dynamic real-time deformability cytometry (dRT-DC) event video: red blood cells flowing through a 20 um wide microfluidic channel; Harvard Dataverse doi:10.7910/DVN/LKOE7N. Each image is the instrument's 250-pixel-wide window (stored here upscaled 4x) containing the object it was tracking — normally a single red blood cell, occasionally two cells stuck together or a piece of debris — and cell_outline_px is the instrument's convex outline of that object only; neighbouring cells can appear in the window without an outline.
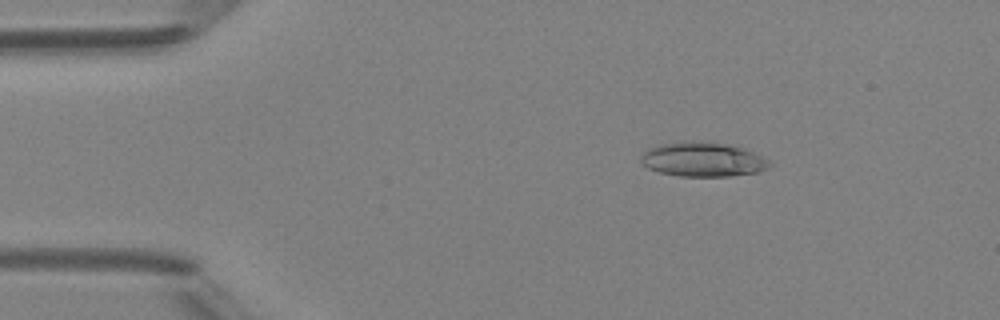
{"species": "Egyptian fruit bat (a non-hibernating species)", "species_latin": "Rousettus aegyptiacus", "temperature_condition": "room temperature", "stored_images_in_passage": 49, "camera_frame_rate_fps": 3000, "um_per_image_px": 0.085, "animal": {"sex": "female"}, "frame": {"image": 1, "passage_image": 8, "time_ms": 2.333, "image_size_px": [1000, 320], "cell_outline_px": [[772, 164], [768, 168], [760, 172], [728, 176], [680, 176], [660, 172], [648, 168], [640, 160], [640, 156], [648, 148], [660, 144], [684, 140], [700, 140], [732, 144], [744, 148], [768, 160]], "centroid_in_image_um": [59.74, 13.53], "position_along_channel_um": 25.3, "area_um2": 26.13}}
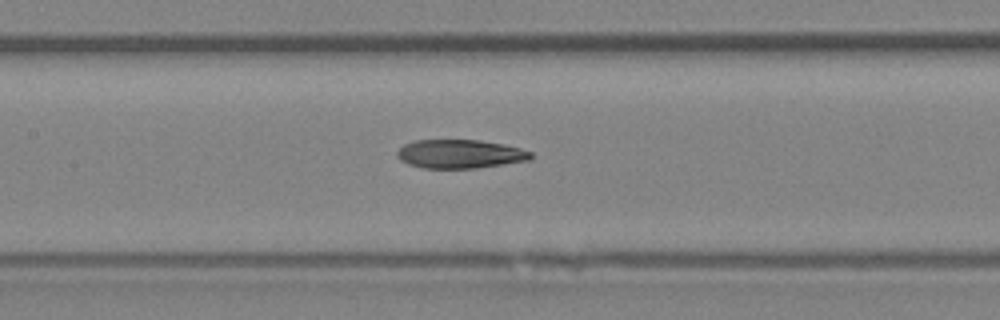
{"frame": {"image": 2, "passage_image": 23, "time_ms": 7.333, "image_size_px": [1000, 320], "cell_outline_px": [[532, 160], [476, 168], [424, 168], [408, 164], [400, 160], [396, 156], [396, 152], [404, 144], [416, 140], [480, 140], [504, 144], [520, 148], [532, 152]], "centroid_in_image_um": [39.11, 13.09], "position_along_channel_um": 168.3, "area_um2": 22.48}}
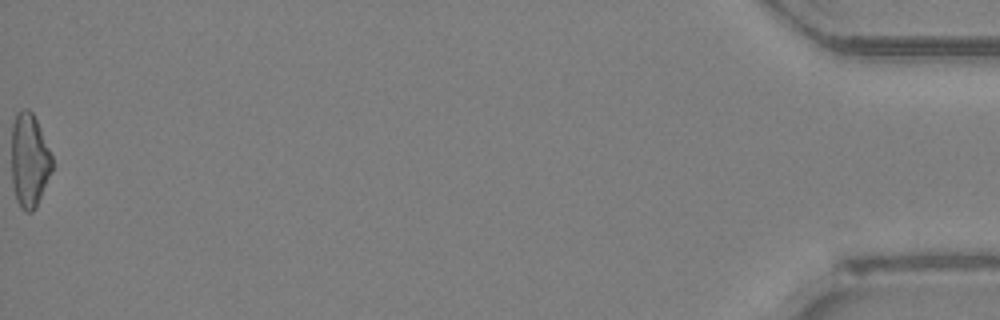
{"frame": {"image": 3, "passage_image": 49, "time_ms": 16.0, "image_size_px": [1000, 320], "cell_outline_px": [[52, 172], [36, 208], [32, 212], [24, 212], [20, 208], [16, 200], [12, 184], [12, 124], [16, 112], [20, 108], [28, 108], [32, 112], [40, 128], [52, 156]], "centroid_in_image_um": [2.48, 13.65], "position_along_channel_um": 432.7, "area_um2": 22.54}, "authors_computed_cell_mechanics": {"area_um2": 22.9466, "velocity_mm_per_s": 4.2586, "shape_relaxation_time_tau1_ms": 9.5454, "shape_relaxation_time_tau2_ms": 6.6837, "deformation_change_tau1": 0.2769, "deformation_change_tau2": 0.1734}}